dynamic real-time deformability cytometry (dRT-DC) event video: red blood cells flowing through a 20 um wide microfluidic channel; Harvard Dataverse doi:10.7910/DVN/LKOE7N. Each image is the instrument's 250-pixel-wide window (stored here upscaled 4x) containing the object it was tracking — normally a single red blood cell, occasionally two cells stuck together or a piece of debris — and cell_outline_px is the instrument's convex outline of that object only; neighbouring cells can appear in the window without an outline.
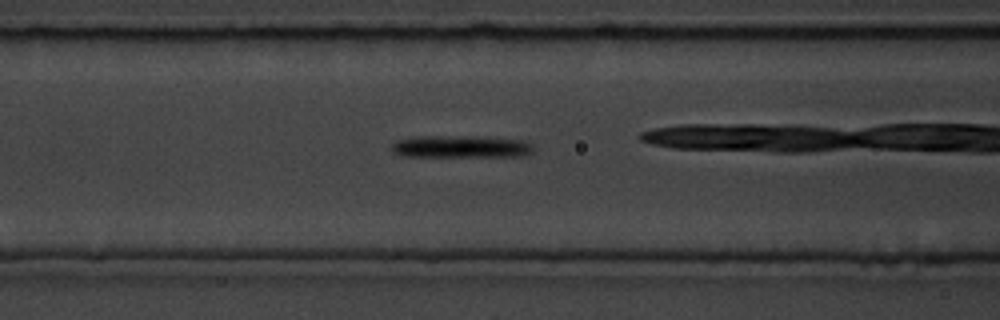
{"species": "common noctule bat (a hibernating species)", "species_latin": "Nyctalus noctula", "temperature_condition": "room temperature", "stored_images_in_passage": 27, "camera_frame_rate_fps": 3000, "um_per_image_px": 0.085, "animal": {"sex": "male", "body_mass_g": 19.5, "forearm_length_mm": 54.6}, "frame": {"image": 1, "passage_image": 8, "time_ms": 2.333, "image_size_px": [1000, 320], "cell_outline_px": [[532, 152], [524, 156], [400, 156], [392, 152], [392, 144], [396, 140], [420, 136], [472, 136], [524, 140], [532, 144]], "centroid_in_image_um": [39.16, 12.46], "position_along_channel_um": 127.4, "area_um2": 18.38}}